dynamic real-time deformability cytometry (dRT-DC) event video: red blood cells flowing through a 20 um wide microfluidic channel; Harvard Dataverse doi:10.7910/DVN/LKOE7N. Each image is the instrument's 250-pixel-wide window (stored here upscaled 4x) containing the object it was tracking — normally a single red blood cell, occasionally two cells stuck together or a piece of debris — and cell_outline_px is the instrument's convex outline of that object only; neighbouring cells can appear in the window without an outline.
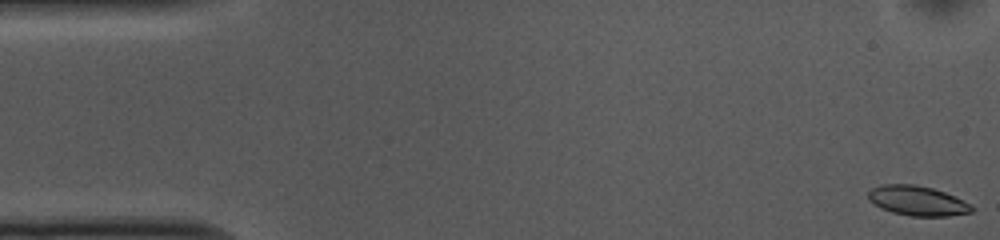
{"species": "common noctule bat (a hibernating species)", "species_latin": "Nyctalus noctula", "temperature_condition": "cold", "stored_images_in_passage": 53, "camera_frame_rate_fps": 3000, "um_per_image_px": 0.085, "animal": {"sex": "female", "body_mass_g": 10.0, "forearm_length_mm": 53.1}, "frame": {"image": 1, "passage_image": 1, "time_ms": 0.0, "image_size_px": [1000, 240], "cell_outline_px": [[972, 212], [948, 216], [912, 216], [892, 212], [880, 208], [868, 200], [868, 192], [872, 188], [880, 184], [916, 184], [932, 188], [944, 192], [972, 204]], "centroid_in_image_um": [77.95, 17.06], "position_along_channel_um": 7.1, "area_um2": 17.98}}
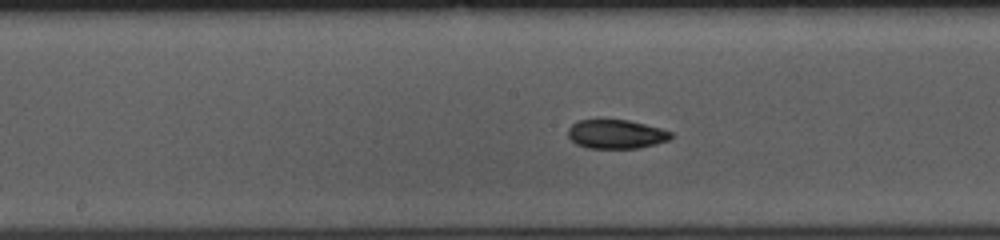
{"frame": {"image": 2, "passage_image": 26, "time_ms": 8.333, "image_size_px": [1000, 240], "cell_outline_px": [[672, 136], [668, 140], [656, 144], [640, 148], [588, 148], [576, 144], [568, 136], [568, 128], [572, 124], [580, 120], [600, 116], [628, 120], [660, 128], [672, 132]], "centroid_in_image_um": [52.32, 11.36], "position_along_channel_um": 195.9, "area_um2": 17.98}}
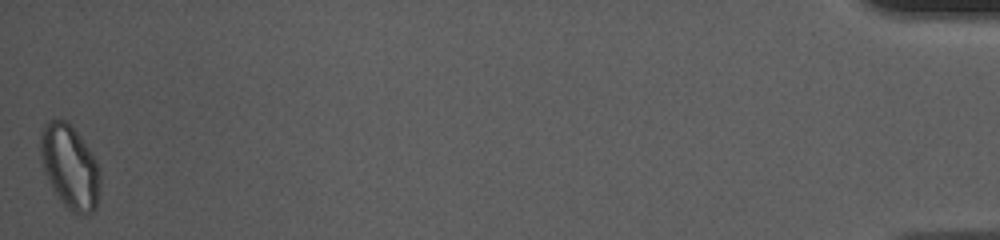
{"frame": {"image": 3, "passage_image": 53, "time_ms": 17.333, "image_size_px": [1000, 240], "cell_outline_px": [[100, 188], [96, 208], [92, 212], [84, 216], [80, 216], [72, 212], [64, 204], [56, 192], [44, 172], [40, 152], [40, 132], [44, 124], [52, 120], [64, 120], [80, 136], [96, 160], [100, 168]], "centroid_in_image_um": [5.96, 14.2], "position_along_channel_um": 429.2, "area_um2": 28.9}, "authors_computed_cell_mechanics": {"area_um2": 18.496, "velocity_mm_per_s": 3.6983, "shape_relaxation_time_tau1_ms": 3.6937, "shape_relaxation_time_tau2_ms": 4.9836, "deformation_change_tau1": 0.0935, "deformation_change_tau2": 0.0929}}